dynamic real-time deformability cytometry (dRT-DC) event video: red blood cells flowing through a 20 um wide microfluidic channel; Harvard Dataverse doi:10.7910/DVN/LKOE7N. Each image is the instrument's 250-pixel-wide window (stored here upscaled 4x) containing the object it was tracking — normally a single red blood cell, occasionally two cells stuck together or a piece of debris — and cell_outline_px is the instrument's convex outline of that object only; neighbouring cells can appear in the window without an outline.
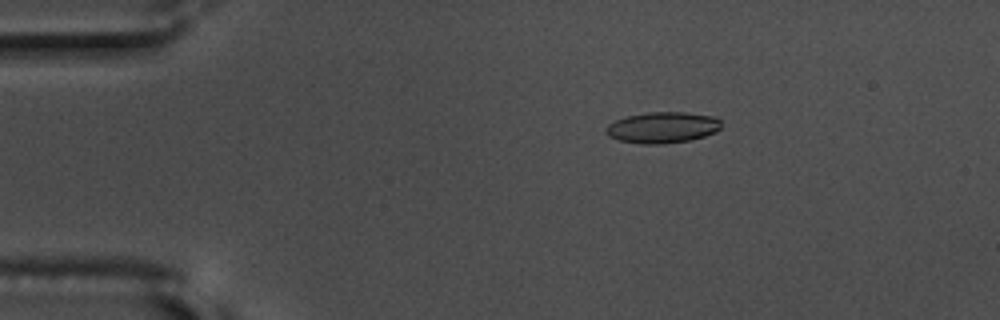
{"species": "common noctule bat (a hibernating species)", "species_latin": "Nyctalus noctula", "temperature_condition": "warm", "stored_images_in_passage": 51, "camera_frame_rate_fps": 3000, "um_per_image_px": 0.085, "animal": {"sex": "male", "body_mass_g": 17.5, "forearm_length_mm": 52.3}, "frame": {"image": 1, "passage_image": 5, "time_ms": 1.333, "image_size_px": [1000, 320], "cell_outline_px": [[720, 128], [716, 132], [704, 136], [688, 140], [664, 144], [644, 144], [620, 140], [608, 136], [604, 132], [604, 128], [608, 124], [616, 120], [628, 116], [648, 112], [684, 112], [716, 116], [720, 120]], "centroid_in_image_um": [56.31, 10.83], "position_along_channel_um": 28.7, "area_um2": 20.92}}
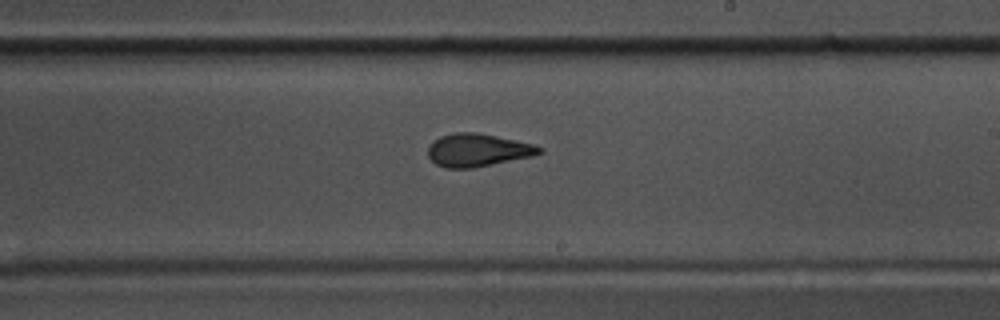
{"frame": {"image": 2, "passage_image": 28, "time_ms": 9.0, "image_size_px": [1000, 320], "cell_outline_px": [[544, 152], [532, 156], [472, 168], [444, 168], [436, 164], [428, 156], [428, 148], [440, 136], [452, 132], [476, 132], [496, 136], [532, 144], [544, 148]], "centroid_in_image_um": [40.6, 12.76], "position_along_channel_um": 248.4, "area_um2": 21.15}}
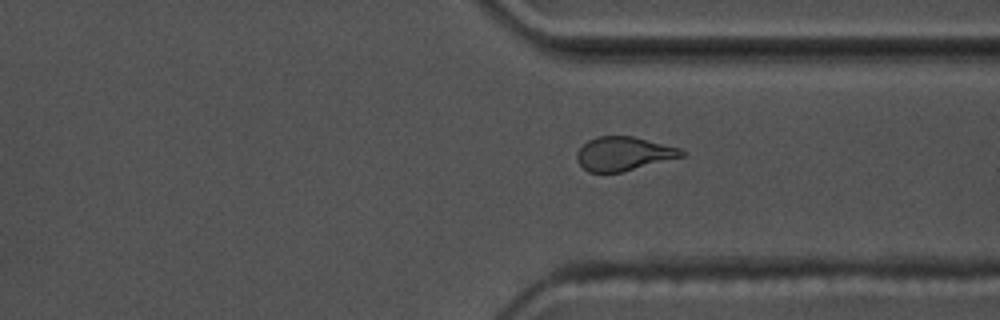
{"frame": {"image": 3, "passage_image": 37, "time_ms": 12.0, "image_size_px": [1000, 320], "cell_outline_px": [[684, 156], [620, 172], [588, 172], [576, 160], [576, 152], [588, 140], [596, 136], [632, 136], [680, 148], [684, 152]], "centroid_in_image_um": [52.97, 13.06], "position_along_channel_um": 358.4, "area_um2": 20.4}, "authors_computed_cell_mechanics": {"area_um2": 21.2126, "velocity_mm_per_s": 3.6573, "shape_relaxation_time_tau1_ms": 5.9988, "shape_relaxation_time_tau2_ms": 2.284, "deformation_change_tau1": 0.1589, "deformation_change_tau2": 0.0899}}